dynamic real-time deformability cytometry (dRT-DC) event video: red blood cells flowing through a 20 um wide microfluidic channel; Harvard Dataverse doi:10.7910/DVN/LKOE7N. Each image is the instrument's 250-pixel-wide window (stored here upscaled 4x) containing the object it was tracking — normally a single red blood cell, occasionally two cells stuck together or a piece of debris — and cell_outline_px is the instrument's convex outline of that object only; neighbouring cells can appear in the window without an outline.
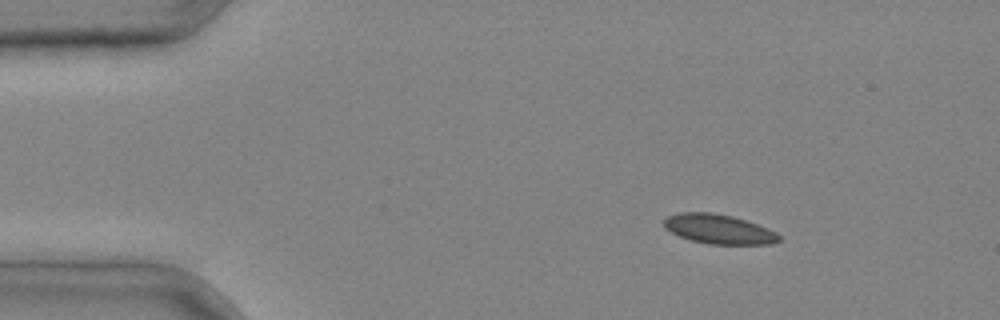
{"species": "common noctule bat (a hibernating species)", "species_latin": "Nyctalus noctula", "temperature_condition": "cold", "stored_images_in_passage": 3, "camera_frame_rate_fps": 3000, "um_per_image_px": 0.085, "animal": {"sex": "male", "body_mass_g": 20.4}, "frame": {"image": 1, "passage_image": 1, "time_ms": 0.0, "image_size_px": [1000, 320], "cell_outline_px": [[780, 240], [772, 244], [708, 244], [692, 240], [680, 236], [664, 228], [664, 220], [668, 216], [680, 212], [712, 212], [732, 216], [768, 228], [776, 232], [780, 236]], "centroid_in_image_um": [61.1, 19.47], "position_along_channel_um": 23.9, "area_um2": 19.65}}
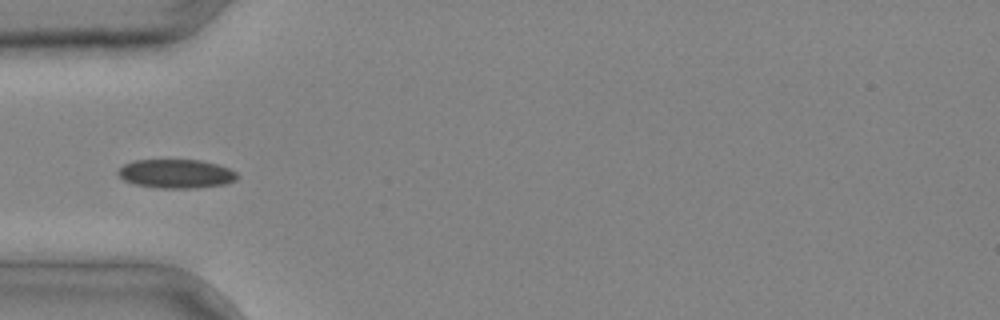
{"frame": {"image": 2, "passage_image": 3, "time_ms": 0.667, "image_size_px": [1000, 320], "cell_outline_px": [[240, 176], [236, 180], [224, 184], [196, 188], [160, 188], [136, 184], [124, 180], [116, 172], [124, 164], [132, 160], [200, 160], [216, 164], [228, 168], [236, 172]], "centroid_in_image_um": [14.98, 14.76], "position_along_channel_um": 70.0, "area_um2": 20.0}}